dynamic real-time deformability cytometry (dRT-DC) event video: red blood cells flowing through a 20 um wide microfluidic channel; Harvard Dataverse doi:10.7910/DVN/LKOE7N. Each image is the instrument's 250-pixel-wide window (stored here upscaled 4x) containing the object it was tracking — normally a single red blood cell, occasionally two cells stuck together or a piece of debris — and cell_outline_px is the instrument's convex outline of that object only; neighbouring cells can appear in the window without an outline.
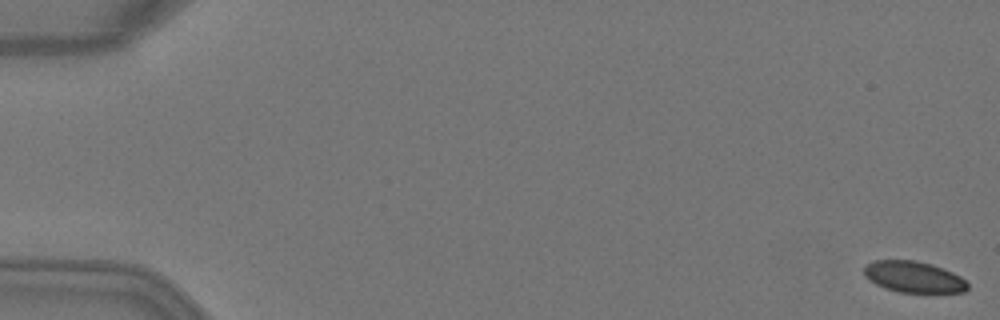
{"species": "Egyptian fruit bat (a non-hibernating species)", "species_latin": "Rousettus aegyptiacus", "temperature_condition": "warm", "stored_images_in_passage": 6, "camera_frame_rate_fps": 3000, "um_per_image_px": 0.085, "animal": {"sex": "female"}, "frame": {"image": 1, "passage_image": 1, "time_ms": 0.0, "image_size_px": [1000, 320], "cell_outline_px": [[968, 288], [964, 292], [900, 292], [884, 288], [876, 284], [864, 276], [864, 264], [872, 260], [916, 260], [932, 264], [952, 272], [960, 276], [968, 284]], "centroid_in_image_um": [77.62, 23.52], "position_along_channel_um": 7.4, "area_um2": 18.9}}